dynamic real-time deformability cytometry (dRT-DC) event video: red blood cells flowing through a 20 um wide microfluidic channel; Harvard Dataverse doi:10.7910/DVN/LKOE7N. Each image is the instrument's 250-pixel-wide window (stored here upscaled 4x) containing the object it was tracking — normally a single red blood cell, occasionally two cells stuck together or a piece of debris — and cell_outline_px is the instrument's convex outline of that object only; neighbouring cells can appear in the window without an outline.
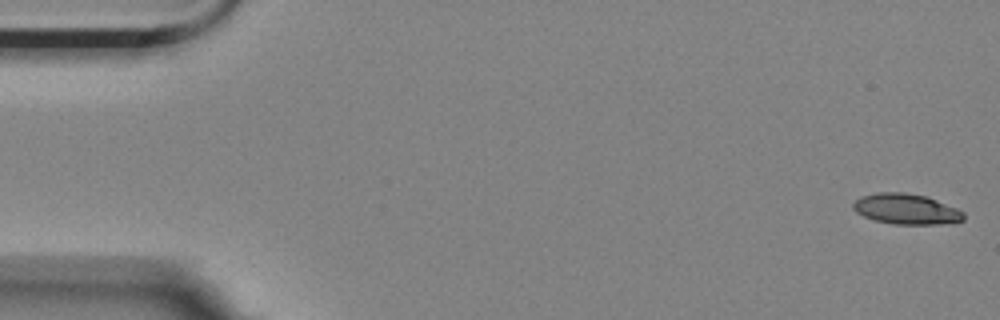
{"species": "Egyptian fruit bat (a non-hibernating species)", "species_latin": "Rousettus aegyptiacus", "temperature_condition": "room temperature", "stored_images_in_passage": 56, "camera_frame_rate_fps": 3000, "um_per_image_px": 0.085, "animal": {"sex": "female"}, "frame": {"image": 1, "passage_image": 1, "time_ms": 0.0, "image_size_px": [1000, 320], "cell_outline_px": [[964, 220], [940, 224], [896, 224], [876, 220], [864, 216], [856, 212], [852, 208], [852, 204], [860, 196], [876, 192], [904, 192], [924, 196], [936, 200], [956, 208], [964, 212]], "centroid_in_image_um": [77.0, 17.76], "position_along_channel_um": 8.0, "area_um2": 19.48}}
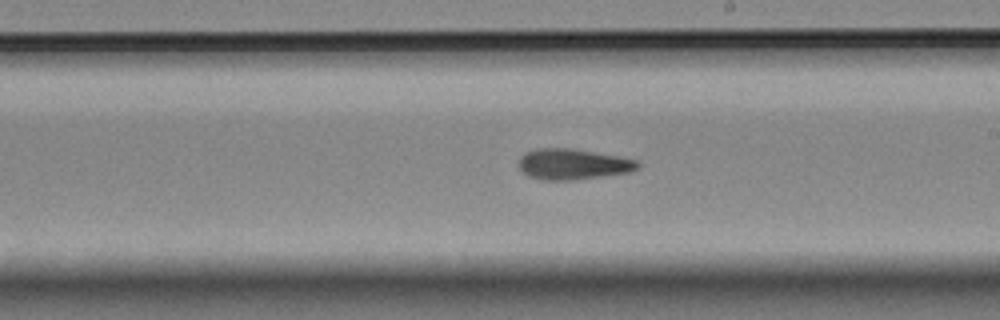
{"frame": {"image": 2, "passage_image": 32, "time_ms": 10.333, "image_size_px": [1000, 320], "cell_outline_px": [[640, 168], [632, 172], [572, 180], [540, 180], [528, 176], [520, 168], [520, 156], [524, 152], [536, 148], [572, 148], [616, 156], [636, 160], [640, 164]], "centroid_in_image_um": [48.69, 13.96], "position_along_channel_um": 240.3, "area_um2": 21.33}}
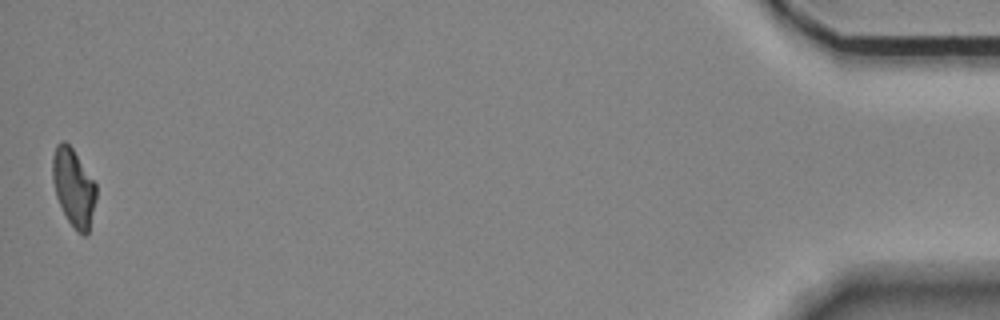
{"frame": {"image": 3, "passage_image": 56, "time_ms": 18.333, "image_size_px": [1000, 320], "cell_outline_px": [[96, 200], [88, 232], [84, 236], [76, 232], [68, 220], [56, 196], [52, 180], [52, 156], [56, 144], [60, 140], [64, 140], [72, 148], [96, 184]], "centroid_in_image_um": [6.24, 15.92], "position_along_channel_um": 429.0, "area_um2": 19.71}, "authors_computed_cell_mechanics": {"area_um2": 20.6057, "velocity_mm_per_s": 3.5109, "shape_relaxation_time_tau1_ms": null, "shape_relaxation_time_tau2_ms": 4.7636, "deformation_change_tau1": null, "deformation_change_tau2": 0.1292}}